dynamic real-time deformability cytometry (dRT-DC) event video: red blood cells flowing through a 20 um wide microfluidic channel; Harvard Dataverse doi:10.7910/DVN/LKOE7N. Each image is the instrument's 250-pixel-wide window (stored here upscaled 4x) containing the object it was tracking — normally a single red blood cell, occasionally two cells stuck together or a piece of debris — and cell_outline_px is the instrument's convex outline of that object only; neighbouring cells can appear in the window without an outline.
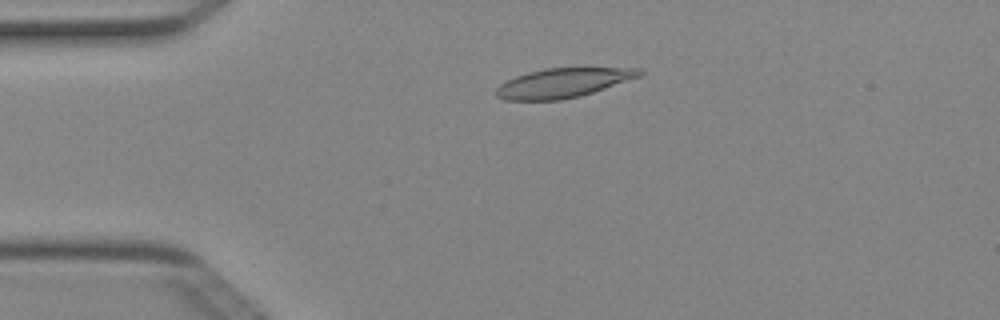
{"species": "Egyptian fruit bat (a non-hibernating species)", "species_latin": "Rousettus aegyptiacus", "temperature_condition": "cold", "stored_images_in_passage": 50, "camera_frame_rate_fps": 3000, "um_per_image_px": 0.085, "animal": {"sex": "female"}, "frame": {"image": 1, "passage_image": 11, "time_ms": 3.333, "image_size_px": [1000, 320], "cell_outline_px": [[644, 72], [640, 76], [580, 96], [560, 100], [504, 100], [496, 96], [496, 88], [500, 84], [516, 76], [528, 72], [544, 68], [584, 64], [640, 68]], "centroid_in_image_um": [47.95, 6.97], "position_along_channel_um": 37.1, "area_um2": 25.66}}
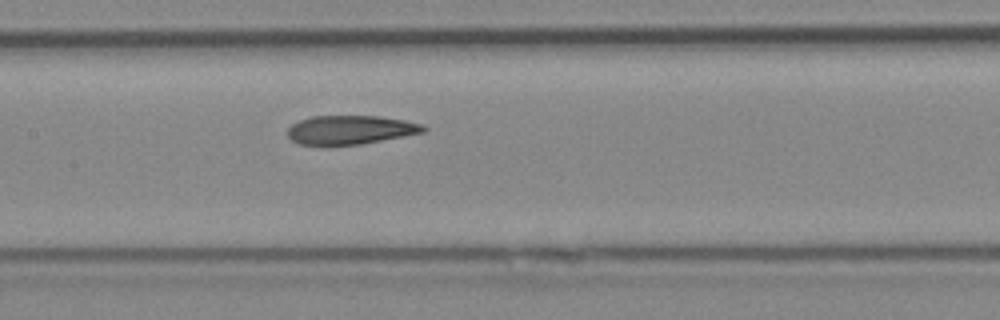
{"frame": {"image": 2, "passage_image": 24, "time_ms": 7.667, "image_size_px": [1000, 320], "cell_outline_px": [[428, 128], [424, 132], [404, 136], [360, 144], [328, 148], [320, 148], [300, 144], [292, 140], [288, 136], [288, 128], [292, 124], [300, 120], [312, 116], [380, 116], [404, 120], [424, 124]], "centroid_in_image_um": [29.74, 11.07], "position_along_channel_um": 177.7, "area_um2": 23.58}}
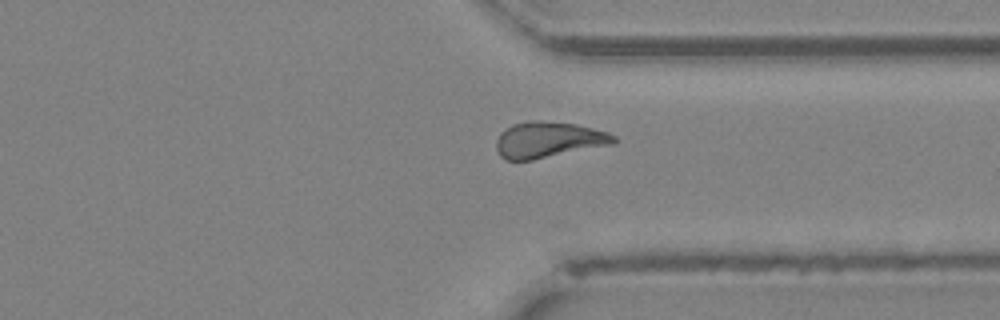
{"frame": {"image": 3, "passage_image": 38, "time_ms": 12.333, "image_size_px": [1000, 320], "cell_outline_px": [[616, 144], [532, 160], [504, 160], [500, 156], [496, 148], [496, 140], [500, 132], [504, 128], [512, 124], [528, 120], [536, 120], [576, 124], [608, 132], [616, 136]], "centroid_in_image_um": [46.61, 11.88], "position_along_channel_um": 364.8, "area_um2": 24.97}, "authors_computed_cell_mechanics": {"area_um2": 24.3338, "velocity_mm_per_s": 4.0031, "shape_relaxation_time_tau1_ms": 11.1147, "shape_relaxation_time_tau2_ms": 2.6369, "deformation_change_tau1": 0.2359, "deformation_change_tau2": 0.0964}}